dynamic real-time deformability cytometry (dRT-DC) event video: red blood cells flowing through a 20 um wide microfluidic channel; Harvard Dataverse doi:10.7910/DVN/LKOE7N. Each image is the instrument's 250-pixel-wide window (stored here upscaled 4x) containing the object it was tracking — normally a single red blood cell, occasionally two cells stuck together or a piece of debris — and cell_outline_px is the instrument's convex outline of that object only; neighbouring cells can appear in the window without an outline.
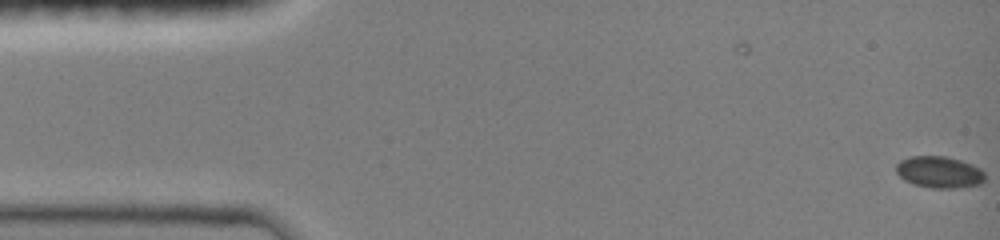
{"species": "common noctule bat (a hibernating species)", "species_latin": "Nyctalus noctula", "temperature_condition": "room temperature", "stored_images_in_passage": 4, "camera_frame_rate_fps": 3000, "um_per_image_px": 0.085, "animal": {"sex": "female", "body_mass_g": 19.0, "forearm_length_mm": 51.5}, "frame": {"image": 1, "passage_image": 4, "time_ms": 1.0, "image_size_px": [1000, 240], "cell_outline_px": [[984, 180], [980, 184], [956, 188], [932, 188], [912, 184], [904, 180], [896, 172], [896, 164], [900, 160], [908, 156], [944, 156], [960, 160], [972, 164], [980, 168], [984, 172]], "centroid_in_image_um": [79.81, 14.63], "position_along_channel_um": 5.2, "area_um2": 16.47}}